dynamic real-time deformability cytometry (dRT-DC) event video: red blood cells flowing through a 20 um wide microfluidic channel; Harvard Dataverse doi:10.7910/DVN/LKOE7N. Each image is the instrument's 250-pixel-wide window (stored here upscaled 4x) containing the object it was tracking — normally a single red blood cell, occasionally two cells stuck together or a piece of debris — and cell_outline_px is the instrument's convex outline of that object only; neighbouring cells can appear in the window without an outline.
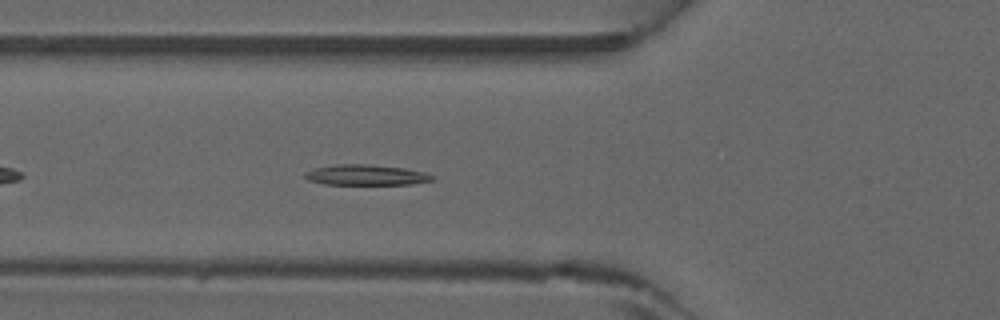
{"species": "common noctule bat (a hibernating species)", "species_latin": "Nyctalus noctula", "temperature_condition": "warm", "stored_images_in_passage": 35, "camera_frame_rate_fps": 3000, "um_per_image_px": 0.085, "animal": {"sex": "male", "forearm_length_mm": 52.5}, "frame": {"image": 1, "passage_image": 6, "time_ms": 1.667, "image_size_px": [1000, 320], "cell_outline_px": [[436, 176], [432, 180], [412, 184], [324, 184], [308, 180], [304, 176], [304, 172], [316, 168], [336, 164], [368, 164], [404, 168], [424, 172]], "centroid_in_image_um": [31.11, 14.87], "position_along_channel_um": 94.7, "area_um2": 15.14}}
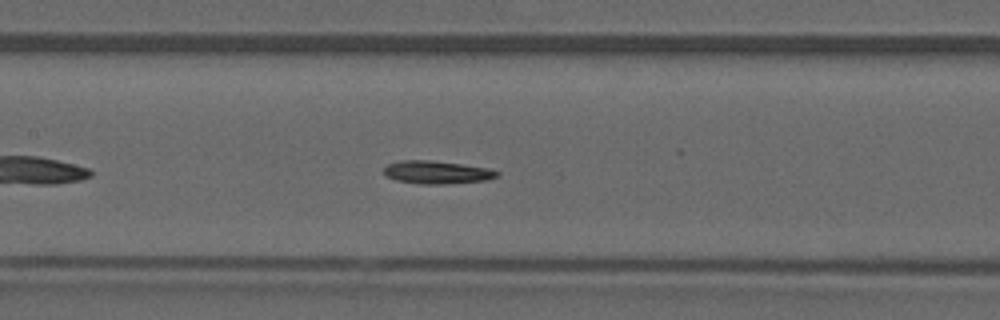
{"frame": {"image": 2, "passage_image": 11, "time_ms": 3.333, "image_size_px": [1000, 320], "cell_outline_px": [[500, 176], [488, 180], [444, 184], [420, 184], [396, 180], [388, 176], [384, 172], [384, 168], [388, 164], [400, 160], [432, 160], [488, 168], [500, 172]], "centroid_in_image_um": [37.17, 14.64], "position_along_channel_um": 170.2, "area_um2": 15.14}}
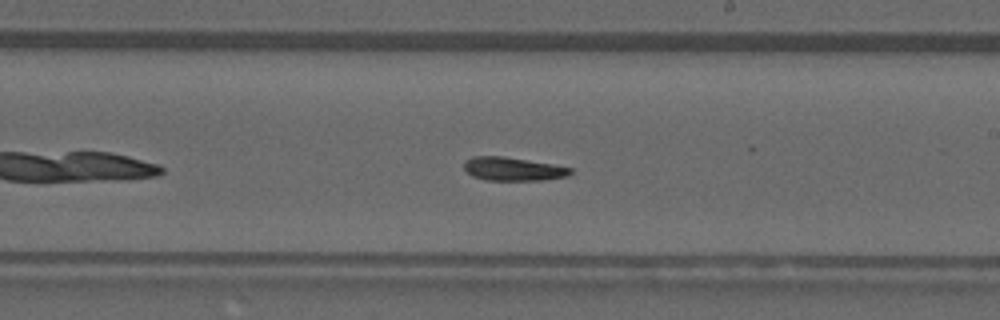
{"frame": {"image": 3, "passage_image": 16, "time_ms": 5.0, "image_size_px": [1000, 320], "cell_outline_px": [[572, 172], [568, 176], [544, 180], [488, 180], [472, 176], [464, 168], [464, 160], [472, 156], [504, 156], [552, 164], [572, 168]], "centroid_in_image_um": [43.6, 14.36], "position_along_channel_um": 245.4, "area_um2": 14.57}}